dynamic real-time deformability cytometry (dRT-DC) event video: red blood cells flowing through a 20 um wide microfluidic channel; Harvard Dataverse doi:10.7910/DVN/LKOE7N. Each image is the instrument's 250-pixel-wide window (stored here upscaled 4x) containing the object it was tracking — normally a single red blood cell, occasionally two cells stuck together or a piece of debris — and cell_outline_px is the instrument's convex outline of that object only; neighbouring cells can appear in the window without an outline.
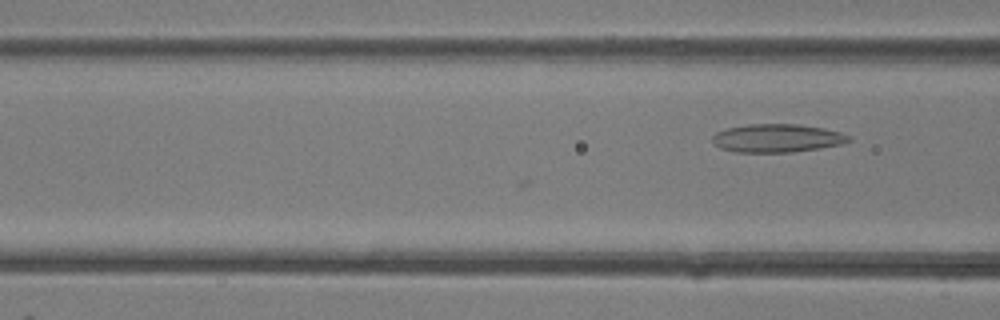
{"species": "common noctule bat (a hibernating species)", "species_latin": "Nyctalus noctula", "temperature_condition": "room temperature", "stored_images_in_passage": 6, "camera_frame_rate_fps": 3000, "um_per_image_px": 0.085, "animal": {"sex": "female"}, "frame": {"image": 1, "passage_image": 6, "time_ms": 1.667, "image_size_px": [1000, 320], "cell_outline_px": [[852, 140], [840, 144], [820, 148], [792, 152], [736, 152], [720, 148], [712, 144], [712, 136], [716, 132], [728, 128], [748, 124], [800, 124], [824, 128], [840, 132], [852, 136]], "centroid_in_image_um": [66.05, 11.74], "position_along_channel_um": 100.6, "area_um2": 22.6}}